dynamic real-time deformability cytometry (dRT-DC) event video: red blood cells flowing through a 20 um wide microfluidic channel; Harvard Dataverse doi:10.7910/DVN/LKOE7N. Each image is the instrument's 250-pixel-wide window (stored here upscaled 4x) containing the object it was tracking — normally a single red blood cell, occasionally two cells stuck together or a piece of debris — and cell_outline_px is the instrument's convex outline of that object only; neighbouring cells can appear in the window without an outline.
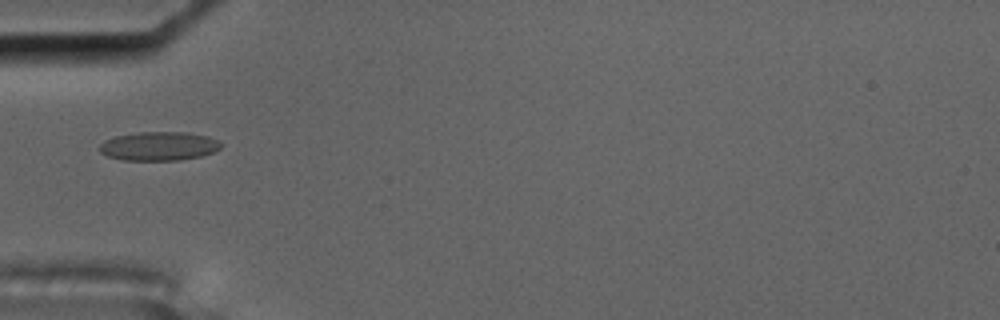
{"species": "common noctule bat (a hibernating species)", "species_latin": "Nyctalus noctula", "temperature_condition": "cold", "stored_images_in_passage": 10, "camera_frame_rate_fps": 3000, "um_per_image_px": 0.085, "animal": {"sex": "male", "body_mass_g": 17.5, "forearm_length_mm": 52.3}, "frame": {"image": 1, "passage_image": 5, "time_ms": 1.333, "image_size_px": [1000, 320], "cell_outline_px": [[224, 144], [220, 148], [212, 152], [200, 156], [180, 160], [120, 160], [108, 156], [100, 152], [100, 144], [104, 140], [116, 136], [140, 132], [188, 132], [208, 136]], "centroid_in_image_um": [13.5, 12.42], "position_along_channel_um": 71.5, "area_um2": 20.4}}